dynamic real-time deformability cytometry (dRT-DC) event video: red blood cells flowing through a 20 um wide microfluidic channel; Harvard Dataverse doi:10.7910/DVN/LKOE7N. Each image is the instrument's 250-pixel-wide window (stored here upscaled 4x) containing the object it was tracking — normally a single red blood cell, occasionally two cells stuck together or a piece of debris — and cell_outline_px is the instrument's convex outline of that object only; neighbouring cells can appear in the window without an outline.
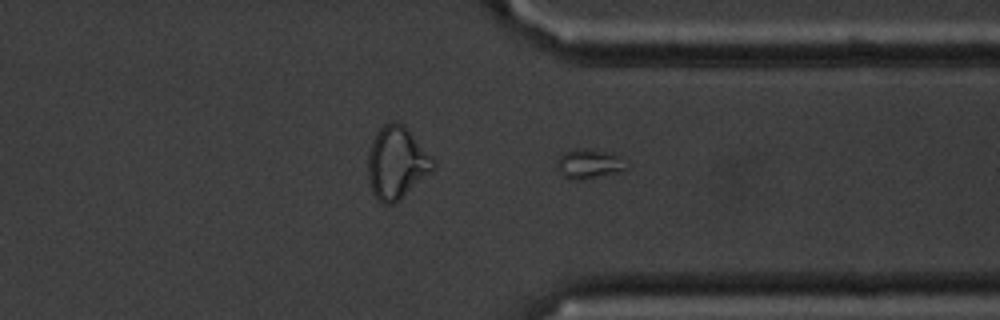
{"species": "common noctule bat (a hibernating species)", "species_latin": "Nyctalus noctula", "temperature_condition": "cold", "stored_images_in_passage": 43, "camera_frame_rate_fps": 3000, "um_per_image_px": 0.085, "animal": {"sex": "male", "body_mass_g": 20.1, "forearm_length_mm": 53.5}, "frame": {"image": 1, "passage_image": 29, "time_ms": 9.333, "image_size_px": [1000, 320], "cell_outline_px": [[628, 168], [620, 172], [584, 180], [576, 180], [564, 176], [556, 168], [556, 160], [564, 152], [580, 148], [584, 148], [616, 156]], "centroid_in_image_um": [49.99, 13.96], "position_along_channel_um": 361.4, "area_um2": 11.56}}
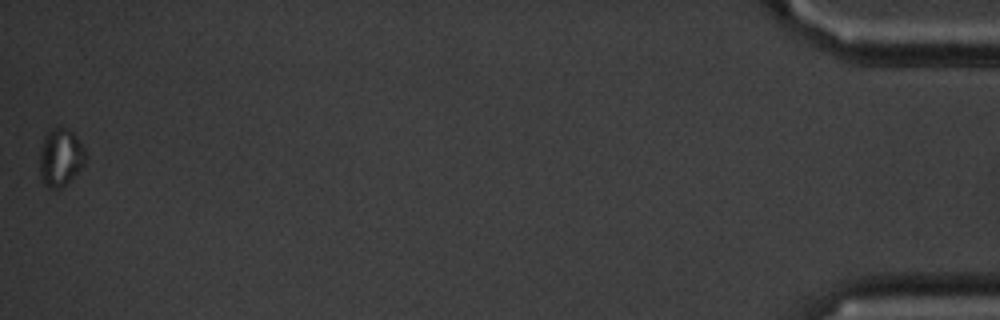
{"frame": {"image": 2, "passage_image": 43, "time_ms": 14.0, "image_size_px": [1000, 320], "cell_outline_px": [[84, 164], [60, 188], [48, 188], [40, 180], [40, 148], [44, 136], [52, 128], [68, 128], [76, 136], [84, 148]], "centroid_in_image_um": [5.1, 13.36], "position_along_channel_um": 430.1, "area_um2": 15.09}}